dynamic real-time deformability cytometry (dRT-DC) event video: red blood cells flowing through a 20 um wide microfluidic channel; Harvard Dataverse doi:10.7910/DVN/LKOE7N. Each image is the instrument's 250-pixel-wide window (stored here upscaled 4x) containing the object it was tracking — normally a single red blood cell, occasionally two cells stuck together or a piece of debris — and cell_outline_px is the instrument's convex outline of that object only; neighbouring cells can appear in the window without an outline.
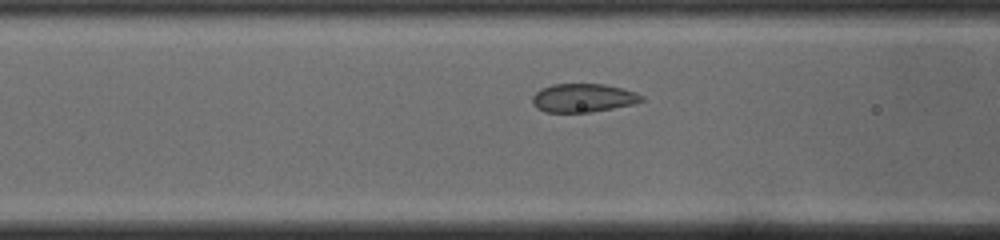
{"species": "common noctule bat (a hibernating species)", "species_latin": "Nyctalus noctula", "temperature_condition": "cold", "stored_images_in_passage": 20, "camera_frame_rate_fps": 3000, "um_per_image_px": 0.085, "animal": {"sex": "male", "body_mass_g": 19.0, "forearm_length_mm": 50.8}, "frame": {"image": 1, "passage_image": 5, "time_ms": 1.333, "image_size_px": [1000, 240], "cell_outline_px": [[644, 100], [632, 104], [592, 112], [544, 112], [536, 108], [532, 104], [532, 96], [540, 88], [552, 84], [604, 84], [636, 92], [644, 96]], "centroid_in_image_um": [49.53, 8.32], "position_along_channel_um": 117.1, "area_um2": 18.21}}
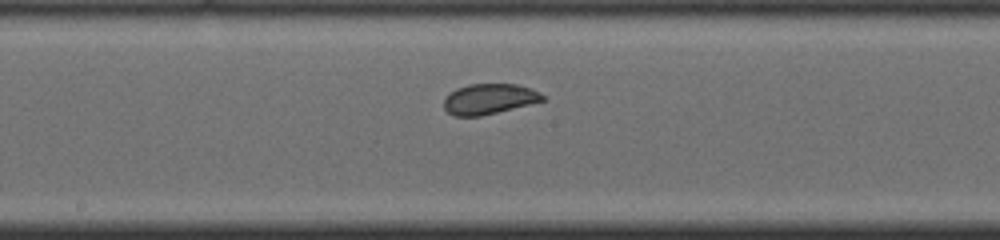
{"frame": {"image": 2, "passage_image": 12, "time_ms": 3.667, "image_size_px": [1000, 240], "cell_outline_px": [[544, 100], [480, 116], [456, 116], [448, 112], [444, 108], [444, 96], [456, 88], [468, 84], [516, 84], [540, 92], [544, 96]], "centroid_in_image_um": [41.52, 8.4], "position_along_channel_um": 206.7, "area_um2": 17.28}}
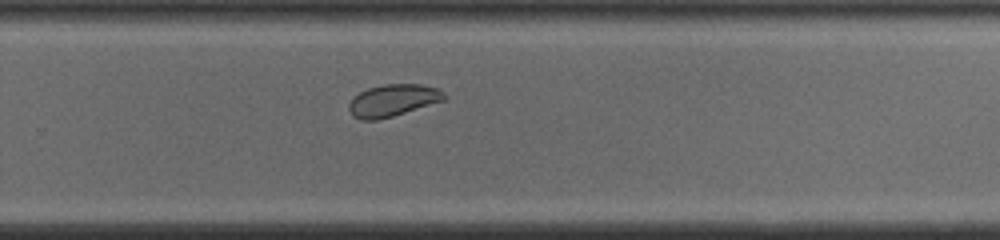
{"frame": {"image": 3, "passage_image": 19, "time_ms": 6.0, "image_size_px": [1000, 240], "cell_outline_px": [[448, 96], [444, 100], [392, 116], [376, 120], [360, 120], [352, 116], [348, 108], [348, 104], [360, 92], [368, 88], [384, 84], [420, 84], [436, 88], [444, 92]], "centroid_in_image_um": [33.39, 8.53], "position_along_channel_um": 296.4, "area_um2": 17.63}}